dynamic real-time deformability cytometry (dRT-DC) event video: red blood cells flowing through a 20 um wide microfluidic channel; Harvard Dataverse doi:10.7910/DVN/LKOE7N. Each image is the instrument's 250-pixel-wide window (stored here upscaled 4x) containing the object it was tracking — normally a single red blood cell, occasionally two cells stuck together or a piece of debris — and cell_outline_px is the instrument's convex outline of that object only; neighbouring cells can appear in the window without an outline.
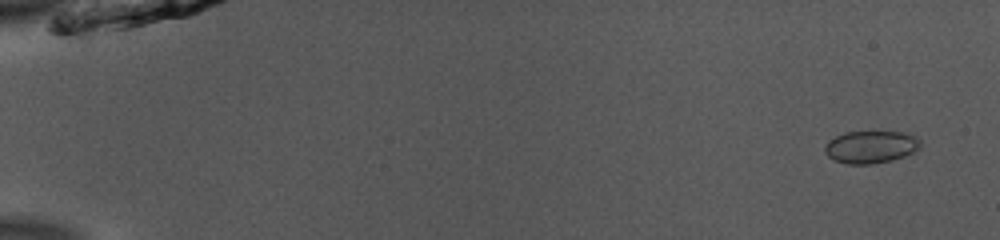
{"species": "common noctule bat (a hibernating species)", "species_latin": "Nyctalus noctula", "temperature_condition": "room temperature", "stored_images_in_passage": 52, "camera_frame_rate_fps": 3000, "um_per_image_px": 0.085, "animal": {"sex": "male", "body_mass_g": 13.0, "forearm_length_mm": 53.1}, "frame": {"image": 1, "passage_image": 3, "time_ms": 0.667, "image_size_px": [1000, 240], "cell_outline_px": [[920, 148], [916, 152], [892, 160], [872, 164], [848, 164], [836, 160], [828, 156], [824, 152], [824, 148], [828, 140], [844, 132], [904, 132], [916, 136], [920, 140]], "centroid_in_image_um": [74.04, 12.49], "position_along_channel_um": 11.0, "area_um2": 18.15}}
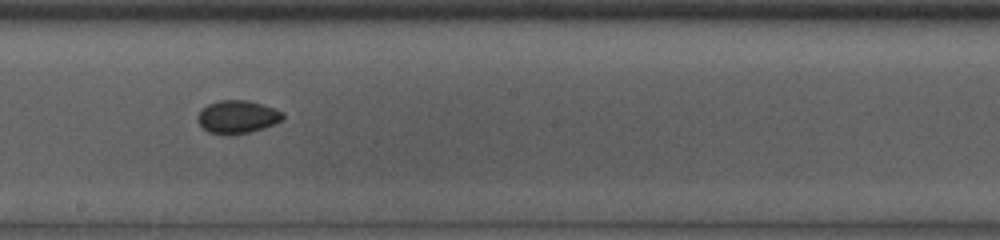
{"frame": {"image": 2, "passage_image": 31, "time_ms": 10.0, "image_size_px": [1000, 240], "cell_outline_px": [[284, 120], [264, 128], [248, 132], [224, 136], [208, 132], [200, 124], [196, 116], [208, 104], [220, 100], [244, 100], [260, 104], [284, 112]], "centroid_in_image_um": [20.18, 9.95], "position_along_channel_um": 228.0, "area_um2": 16.3}}
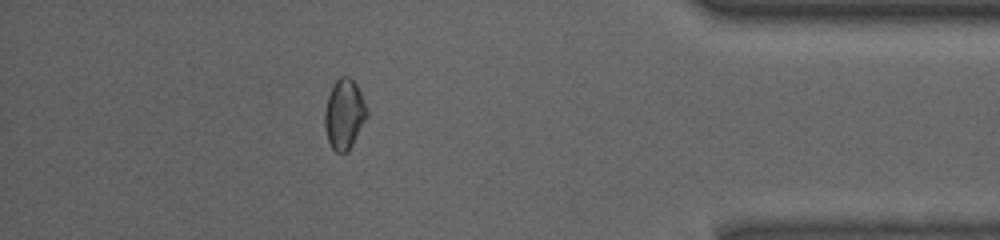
{"frame": {"image": 3, "passage_image": 47, "time_ms": 15.333, "image_size_px": [1000, 240], "cell_outline_px": [[368, 116], [348, 152], [336, 152], [332, 148], [328, 140], [324, 128], [324, 112], [328, 96], [336, 80], [340, 76], [348, 76], [356, 84], [360, 92], [368, 112]], "centroid_in_image_um": [29.25, 9.72], "position_along_channel_um": 405.9, "area_um2": 17.11}}